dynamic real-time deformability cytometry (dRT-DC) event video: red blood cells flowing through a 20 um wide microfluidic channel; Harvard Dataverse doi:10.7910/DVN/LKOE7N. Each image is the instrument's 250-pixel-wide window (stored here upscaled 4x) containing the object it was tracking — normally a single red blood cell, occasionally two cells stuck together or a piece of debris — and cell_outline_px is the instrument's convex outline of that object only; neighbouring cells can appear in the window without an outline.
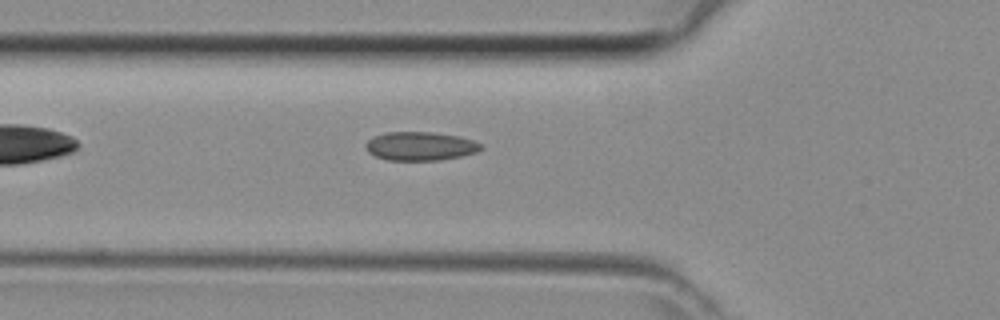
{"species": "common noctule bat (a hibernating species)", "species_latin": "Nyctalus noctula", "temperature_condition": "room temperature", "stored_images_in_passage": 27, "camera_frame_rate_fps": 3000, "um_per_image_px": 0.085, "animal": {"sex": "female", "body_mass_g": 29.2, "forearm_length_mm": 56.3}, "frame": {"image": 1, "passage_image": 2, "time_ms": 0.333, "image_size_px": [1000, 320], "cell_outline_px": [[484, 148], [476, 152], [460, 156], [440, 160], [388, 160], [376, 156], [368, 152], [364, 144], [372, 136], [388, 132], [432, 132], [460, 136], [472, 140], [480, 144]], "centroid_in_image_um": [35.71, 12.41], "position_along_channel_um": 90.1, "area_um2": 19.25}}
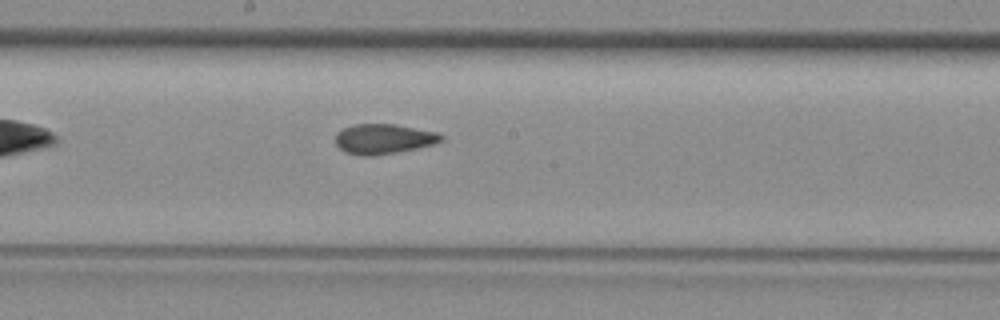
{"frame": {"image": 2, "passage_image": 10, "time_ms": 3.0, "image_size_px": [1000, 320], "cell_outline_px": [[444, 140], [432, 144], [416, 148], [396, 152], [372, 156], [360, 156], [344, 152], [336, 144], [336, 132], [344, 128], [356, 124], [396, 124], [436, 132], [444, 136]], "centroid_in_image_um": [32.59, 11.81], "position_along_channel_um": 215.6, "area_um2": 18.44}}
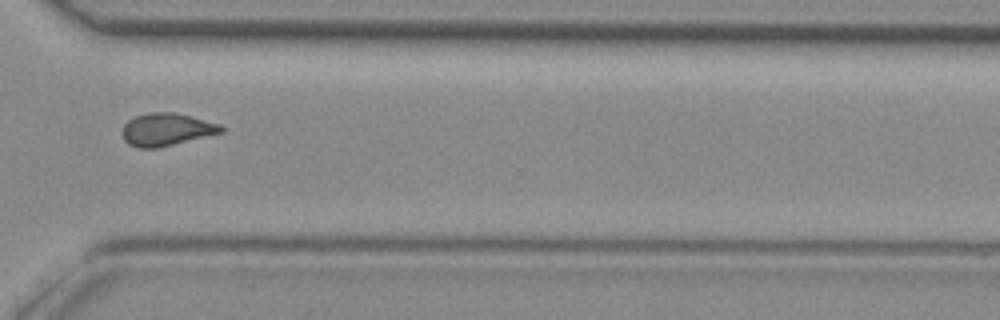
{"frame": {"image": 3, "passage_image": 19, "time_ms": 6.0, "image_size_px": [1000, 320], "cell_outline_px": [[224, 132], [156, 148], [140, 148], [128, 144], [124, 140], [124, 124], [128, 120], [136, 116], [148, 112], [172, 112], [220, 124], [224, 128]], "centroid_in_image_um": [14.15, 11.0], "position_along_channel_um": 356.5, "area_um2": 18.44}}